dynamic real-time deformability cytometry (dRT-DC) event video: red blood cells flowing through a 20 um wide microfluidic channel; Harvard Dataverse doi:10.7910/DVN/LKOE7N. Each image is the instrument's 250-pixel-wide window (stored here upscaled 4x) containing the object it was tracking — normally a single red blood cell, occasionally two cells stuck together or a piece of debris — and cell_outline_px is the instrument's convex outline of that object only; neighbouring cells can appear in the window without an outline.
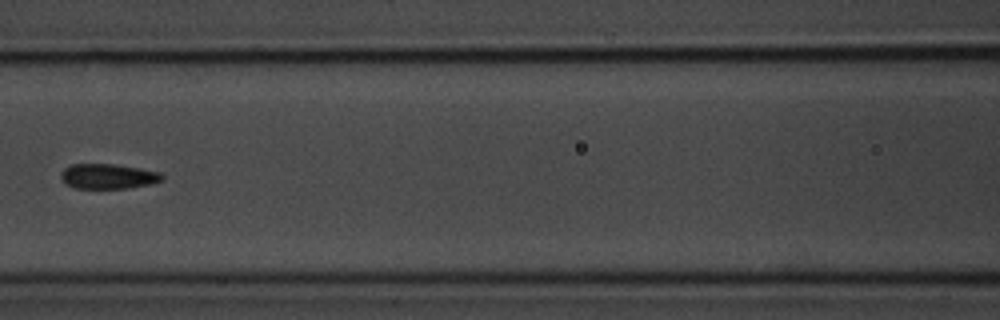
{"species": "common noctule bat (a hibernating species)", "species_latin": "Nyctalus noctula", "temperature_condition": "room temperature", "stored_images_in_passage": 9, "camera_frame_rate_fps": 3000, "um_per_image_px": 0.085, "animal": {"sex": "male", "body_mass_g": 20.1, "forearm_length_mm": 53.5}, "frame": {"image": 1, "passage_image": 7, "time_ms": 7.333, "image_size_px": [1000, 320], "cell_outline_px": [[164, 180], [152, 184], [128, 188], [76, 188], [64, 184], [60, 180], [60, 172], [64, 168], [72, 164], [112, 164], [140, 168], [160, 172], [164, 176]], "centroid_in_image_um": [9.17, 14.99], "position_along_channel_um": 157.4, "area_um2": 14.97}}
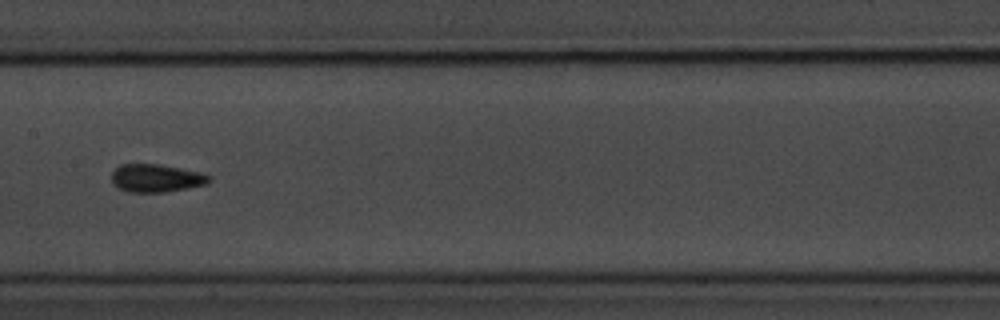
{"frame": {"image": 2, "passage_image": 8, "time_ms": 8.333, "image_size_px": [1000, 320], "cell_outline_px": [[212, 180], [208, 184], [188, 188], [164, 192], [128, 192], [112, 184], [112, 172], [120, 164], [160, 164], [200, 172], [212, 176]], "centroid_in_image_um": [13.3, 15.14], "position_along_channel_um": 194.1, "area_um2": 16.01}}